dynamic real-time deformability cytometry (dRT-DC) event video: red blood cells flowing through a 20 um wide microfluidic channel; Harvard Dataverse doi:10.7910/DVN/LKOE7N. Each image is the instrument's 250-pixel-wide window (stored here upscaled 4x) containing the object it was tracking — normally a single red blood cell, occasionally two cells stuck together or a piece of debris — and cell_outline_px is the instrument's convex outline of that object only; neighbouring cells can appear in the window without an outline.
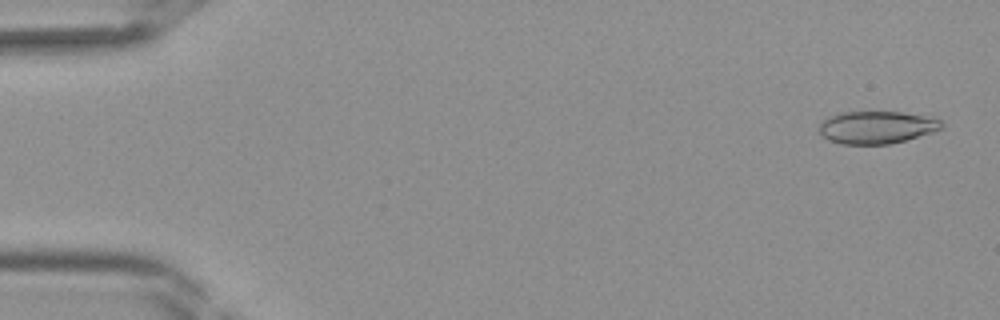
{"species": "Egyptian fruit bat (a non-hibernating species)", "species_latin": "Rousettus aegyptiacus", "temperature_condition": "room temperature", "stored_images_in_passage": 40, "camera_frame_rate_fps": 3000, "um_per_image_px": 0.085, "frame": {"image": 1, "passage_image": 1, "time_ms": 0.0, "image_size_px": [1000, 320], "cell_outline_px": [[944, 124], [940, 128], [932, 132], [904, 140], [888, 144], [840, 144], [828, 140], [820, 136], [820, 124], [828, 116], [840, 112], [900, 112], [940, 120]], "centroid_in_image_um": [74.43, 10.83], "position_along_channel_um": 10.6, "area_um2": 22.89}}
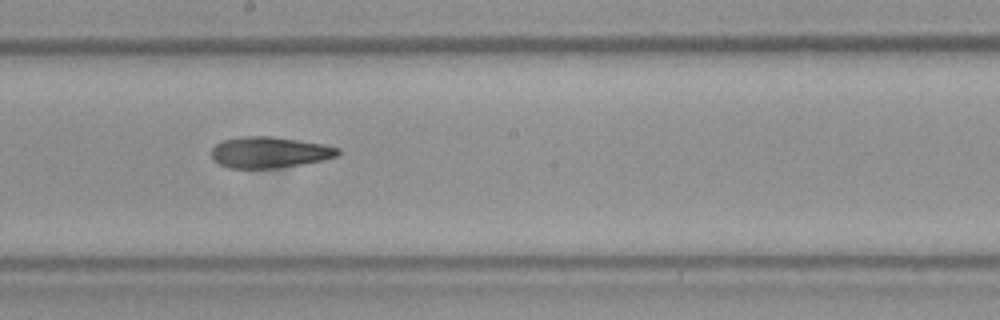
{"frame": {"image": 2, "passage_image": 22, "time_ms": 7.0, "image_size_px": [1000, 320], "cell_outline_px": [[340, 156], [324, 160], [276, 168], [228, 168], [212, 160], [212, 148], [216, 144], [224, 140], [240, 136], [272, 136], [324, 144], [340, 148]], "centroid_in_image_um": [22.92, 12.94], "position_along_channel_um": 225.3, "area_um2": 23.06}}
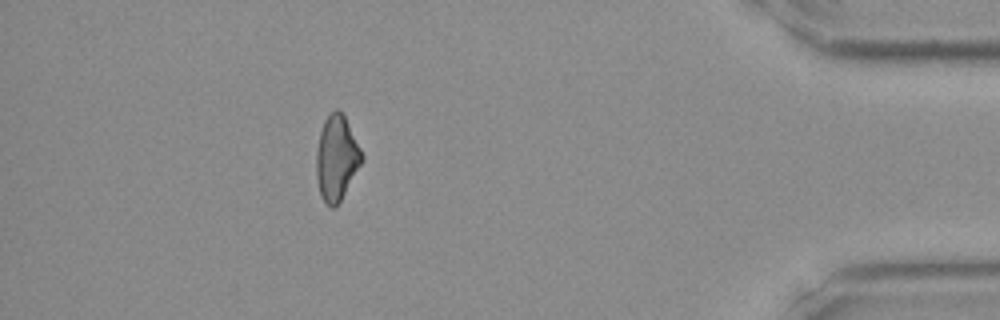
{"frame": {"image": 3, "passage_image": 36, "time_ms": 11.667, "image_size_px": [1000, 320], "cell_outline_px": [[364, 160], [336, 208], [332, 208], [320, 196], [316, 176], [316, 152], [320, 132], [324, 120], [336, 108], [340, 108], [364, 156]], "centroid_in_image_um": [28.61, 13.45], "position_along_channel_um": 406.6, "area_um2": 22.48}}